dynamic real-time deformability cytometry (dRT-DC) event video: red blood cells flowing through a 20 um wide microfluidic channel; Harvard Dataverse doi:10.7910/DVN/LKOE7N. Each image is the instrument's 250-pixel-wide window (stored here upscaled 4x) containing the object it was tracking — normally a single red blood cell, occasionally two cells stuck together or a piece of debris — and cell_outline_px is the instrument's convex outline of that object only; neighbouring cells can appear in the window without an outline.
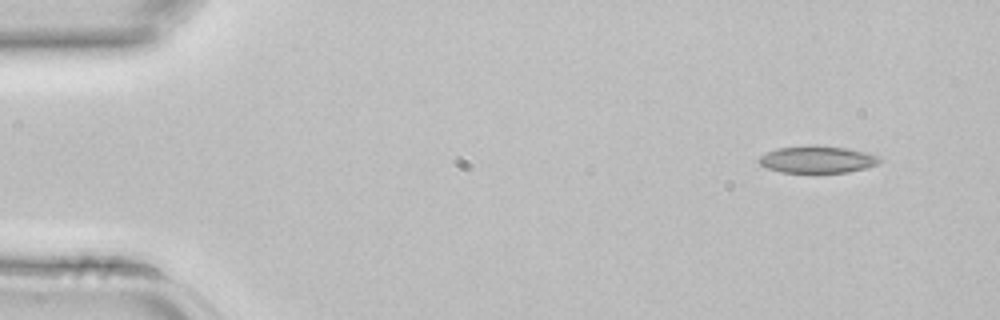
{"species": "common noctule bat (a hibernating species)", "species_latin": "Nyctalus noctula", "temperature_condition": "room temperature", "stored_images_in_passage": 3, "camera_frame_rate_fps": 3000, "um_per_image_px": 0.085, "animal": {"sex": "female", "body_mass_g": 22.7, "forearm_length_mm": 54.2}, "frame": {"image": 1, "passage_image": 1, "time_ms": 0.0, "image_size_px": [1000, 320], "cell_outline_px": [[884, 160], [880, 164], [848, 172], [780, 172], [768, 168], [760, 164], [756, 160], [760, 156], [776, 148], [816, 144], [848, 148], [864, 152], [876, 156]], "centroid_in_image_um": [69.47, 13.54], "position_along_channel_um": 15.5, "area_um2": 19.13}}